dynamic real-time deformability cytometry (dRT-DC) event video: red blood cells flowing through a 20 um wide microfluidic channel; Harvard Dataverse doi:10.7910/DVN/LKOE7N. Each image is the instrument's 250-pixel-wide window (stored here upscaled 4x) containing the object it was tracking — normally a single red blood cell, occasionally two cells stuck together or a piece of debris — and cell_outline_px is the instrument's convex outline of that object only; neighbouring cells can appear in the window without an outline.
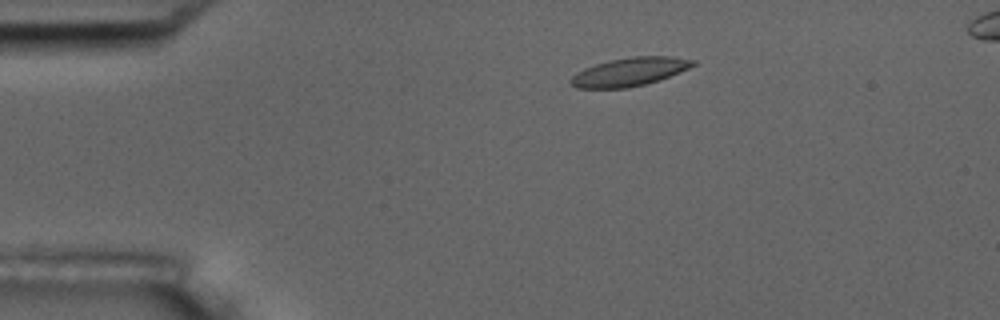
{"species": "common noctule bat (a hibernating species)", "species_latin": "Nyctalus noctula", "temperature_condition": "room temperature", "stored_images_in_passage": 5, "segment_of_instrument_passage": [1, 2], "camera_frame_rate_fps": 3000, "um_per_image_px": 0.085, "animal": {"sex": "male", "body_mass_g": 17.5, "forearm_length_mm": 52.3}, "frame": {"image": 1, "passage_image": 3, "time_ms": 2.333, "image_size_px": [1000, 320], "cell_outline_px": [[696, 64], [680, 72], [660, 80], [628, 88], [576, 88], [568, 80], [576, 72], [584, 68], [608, 60], [632, 56], [668, 56], [696, 60]], "centroid_in_image_um": [53.5, 6.1], "position_along_channel_um": 31.5, "area_um2": 20.29}}